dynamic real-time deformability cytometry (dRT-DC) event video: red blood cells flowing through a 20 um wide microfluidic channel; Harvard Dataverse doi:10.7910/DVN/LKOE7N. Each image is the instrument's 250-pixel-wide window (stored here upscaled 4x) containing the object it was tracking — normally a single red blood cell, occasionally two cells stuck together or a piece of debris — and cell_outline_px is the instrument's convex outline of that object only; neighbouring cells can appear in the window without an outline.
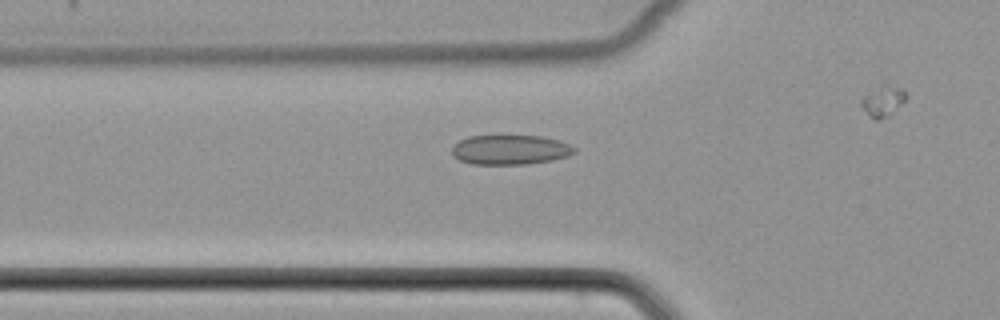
{"species": "common noctule bat (a hibernating species)", "species_latin": "Nyctalus noctula", "temperature_condition": "cold", "stored_images_in_passage": 29, "camera_frame_rate_fps": 3000, "um_per_image_px": 0.085, "animal": {"sex": "female", "body_mass_g": 22.7, "forearm_length_mm": 54.2}, "frame": {"image": 1, "passage_image": 6, "time_ms": 1.667, "image_size_px": [1000, 320], "cell_outline_px": [[576, 152], [568, 156], [552, 160], [524, 164], [472, 164], [460, 160], [452, 156], [452, 148], [460, 140], [468, 136], [540, 136], [560, 140], [572, 144], [576, 148]], "centroid_in_image_um": [43.4, 12.73], "position_along_channel_um": 82.4, "area_um2": 21.21}}
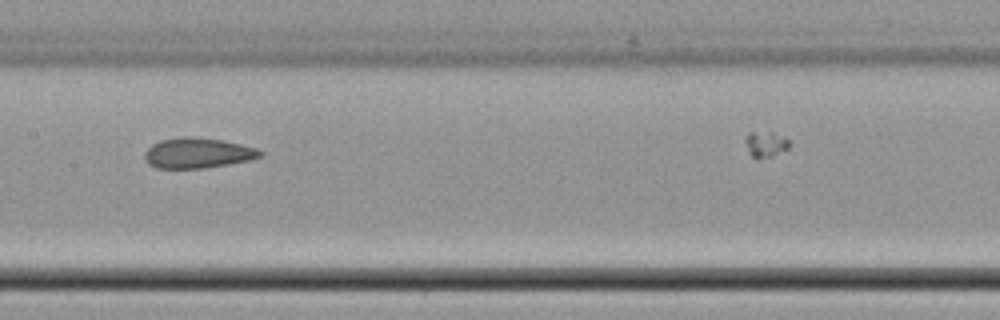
{"frame": {"image": 2, "passage_image": 14, "time_ms": 4.333, "image_size_px": [1000, 320], "cell_outline_px": [[264, 156], [248, 160], [228, 164], [204, 168], [156, 168], [148, 164], [144, 160], [144, 152], [152, 144], [160, 140], [184, 136], [188, 136], [224, 140], [256, 148], [264, 152]], "centroid_in_image_um": [16.79, 13.0], "position_along_channel_um": 190.6, "area_um2": 20.52}}
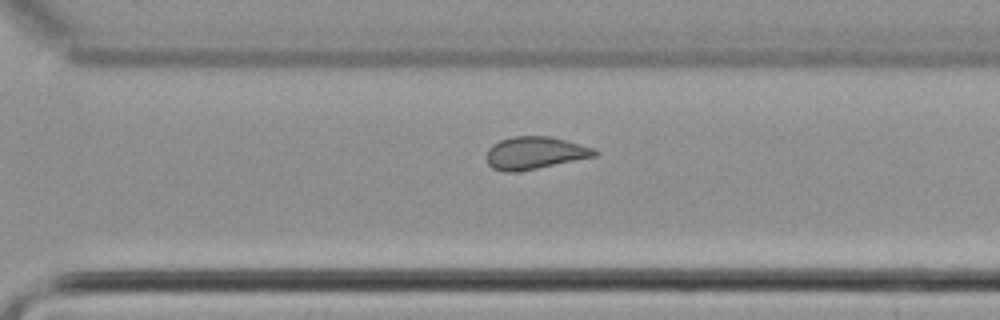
{"frame": {"image": 3, "passage_image": 24, "time_ms": 7.667, "image_size_px": [1000, 320], "cell_outline_px": [[600, 152], [596, 156], [516, 172], [504, 172], [492, 168], [488, 164], [484, 156], [488, 148], [492, 144], [500, 140], [512, 136], [548, 136], [564, 140], [592, 148]], "centroid_in_image_um": [45.38, 13.0], "position_along_channel_um": 325.2, "area_um2": 20.4}}